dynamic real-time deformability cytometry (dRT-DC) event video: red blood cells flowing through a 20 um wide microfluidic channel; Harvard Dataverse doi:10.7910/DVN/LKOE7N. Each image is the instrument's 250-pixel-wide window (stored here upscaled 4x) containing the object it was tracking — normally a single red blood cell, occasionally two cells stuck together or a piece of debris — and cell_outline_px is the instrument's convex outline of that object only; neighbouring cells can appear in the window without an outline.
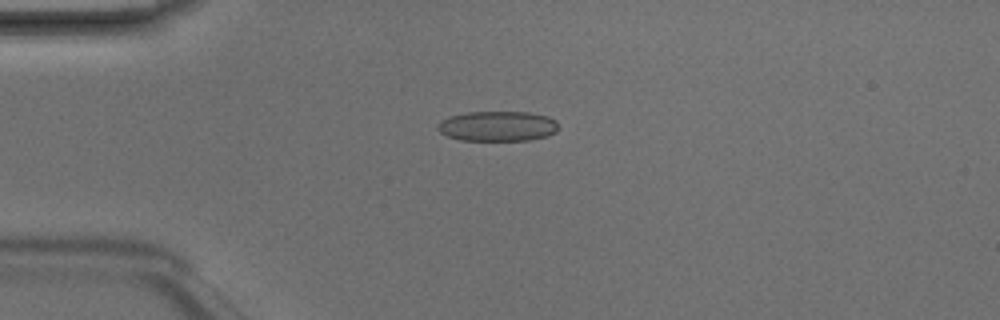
{"species": "Egyptian fruit bat (a non-hibernating species)", "species_latin": "Rousettus aegyptiacus", "temperature_condition": "room temperature", "stored_images_in_passage": 6, "camera_frame_rate_fps": 3000, "um_per_image_px": 0.085, "animal": {"sex": "male"}, "frame": {"image": 1, "passage_image": 3, "time_ms": 0.667, "image_size_px": [1000, 320], "cell_outline_px": [[556, 132], [548, 136], [528, 140], [460, 140], [448, 136], [440, 132], [436, 128], [436, 124], [440, 120], [448, 116], [468, 112], [528, 112], [548, 116], [556, 120]], "centroid_in_image_um": [42.26, 10.72], "position_along_channel_um": 42.7, "area_um2": 21.27}}